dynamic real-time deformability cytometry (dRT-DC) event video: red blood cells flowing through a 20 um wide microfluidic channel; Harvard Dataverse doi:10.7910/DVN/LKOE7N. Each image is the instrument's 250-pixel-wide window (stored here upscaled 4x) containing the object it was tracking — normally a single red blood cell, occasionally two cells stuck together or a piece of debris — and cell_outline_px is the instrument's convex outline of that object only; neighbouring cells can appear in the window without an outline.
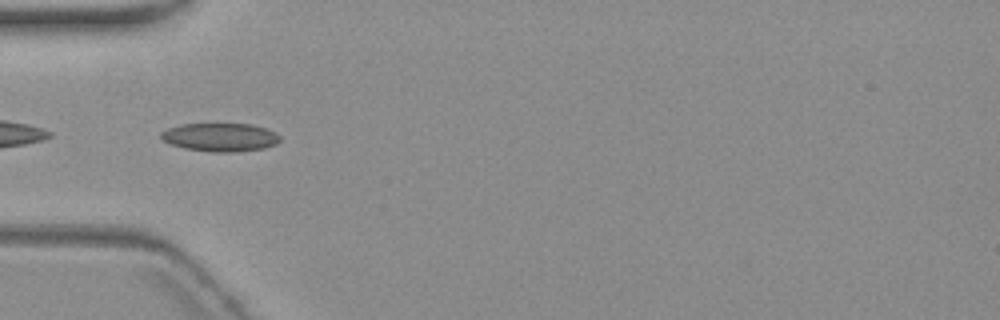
{"species": "common noctule bat (a hibernating species)", "species_latin": "Nyctalus noctula", "temperature_condition": "warm", "stored_images_in_passage": 6, "camera_frame_rate_fps": 3000, "um_per_image_px": 0.085, "animal": {"sex": "female", "body_mass_g": 19.3, "forearm_length_mm": 54.1}, "frame": {"image": 1, "passage_image": 6, "time_ms": 6.0, "image_size_px": [1000, 320], "cell_outline_px": [[280, 140], [276, 144], [264, 148], [236, 152], [212, 152], [184, 148], [160, 140], [160, 132], [168, 128], [180, 124], [252, 124], [276, 132], [280, 136]], "centroid_in_image_um": [18.7, 11.66], "position_along_channel_um": 66.3, "area_um2": 19.77}}